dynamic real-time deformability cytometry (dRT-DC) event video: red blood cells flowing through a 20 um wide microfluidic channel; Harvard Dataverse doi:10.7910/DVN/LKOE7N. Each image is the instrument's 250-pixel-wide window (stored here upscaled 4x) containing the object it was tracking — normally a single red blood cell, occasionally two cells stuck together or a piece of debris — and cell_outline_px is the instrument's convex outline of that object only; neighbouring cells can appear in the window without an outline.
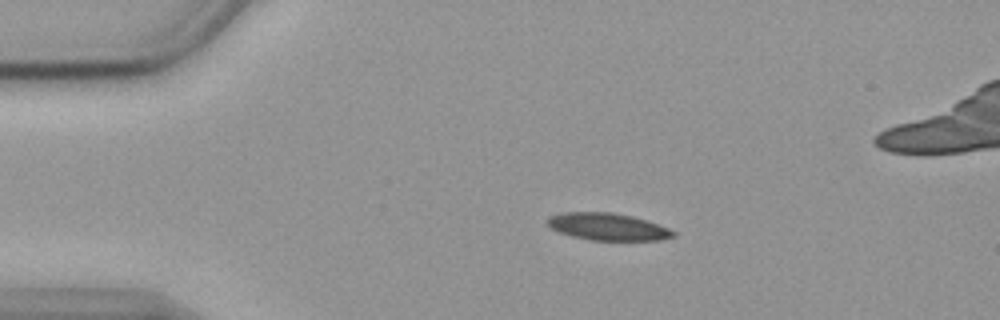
{"species": "common noctule bat (a hibernating species)", "species_latin": "Nyctalus noctula", "temperature_condition": "cold", "stored_images_in_passage": 48, "camera_frame_rate_fps": 3000, "um_per_image_px": 0.085, "animal": {"sex": "female", "body_mass_g": 19.9}, "frame": {"image": 1, "passage_image": 10, "time_ms": 3.0, "image_size_px": [1000, 320], "cell_outline_px": [[676, 236], [660, 240], [588, 240], [572, 236], [560, 232], [552, 228], [548, 224], [548, 216], [564, 212], [612, 212], [632, 216], [668, 228], [676, 232]], "centroid_in_image_um": [51.66, 19.27], "position_along_channel_um": 33.3, "area_um2": 19.77}}
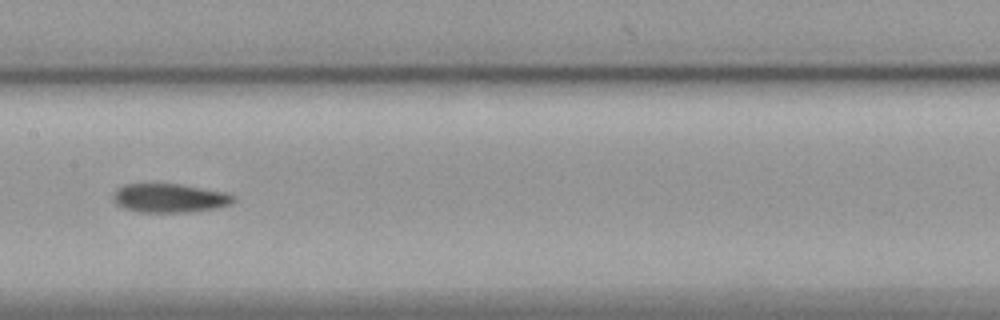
{"frame": {"image": 2, "passage_image": 27, "time_ms": 8.667, "image_size_px": [1000, 320], "cell_outline_px": [[236, 196], [232, 204], [220, 208], [192, 212], [136, 212], [124, 208], [116, 204], [112, 200], [112, 192], [116, 188], [124, 184], [180, 184], [224, 192]], "centroid_in_image_um": [14.39, 16.84], "position_along_channel_um": 193.0, "area_um2": 20.58}}
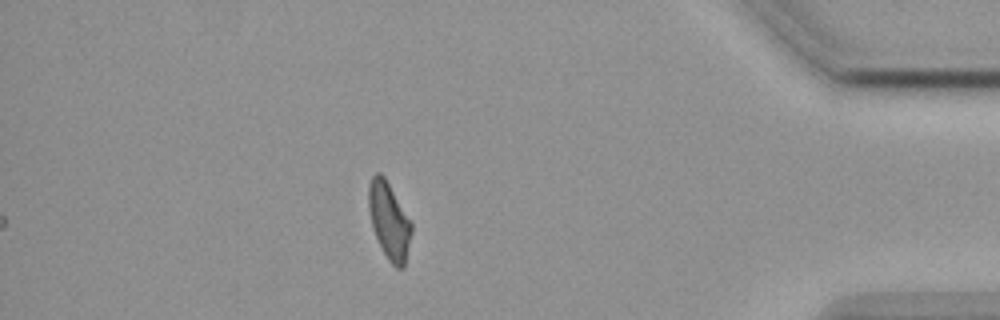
{"frame": {"image": 3, "passage_image": 48, "time_ms": 15.667, "image_size_px": [1000, 320], "cell_outline_px": [[412, 232], [404, 268], [396, 268], [388, 260], [372, 228], [368, 208], [368, 184], [372, 176], [376, 172], [380, 172], [384, 176], [412, 220]], "centroid_in_image_um": [33.08, 18.73], "position_along_channel_um": 402.1, "area_um2": 19.42}}